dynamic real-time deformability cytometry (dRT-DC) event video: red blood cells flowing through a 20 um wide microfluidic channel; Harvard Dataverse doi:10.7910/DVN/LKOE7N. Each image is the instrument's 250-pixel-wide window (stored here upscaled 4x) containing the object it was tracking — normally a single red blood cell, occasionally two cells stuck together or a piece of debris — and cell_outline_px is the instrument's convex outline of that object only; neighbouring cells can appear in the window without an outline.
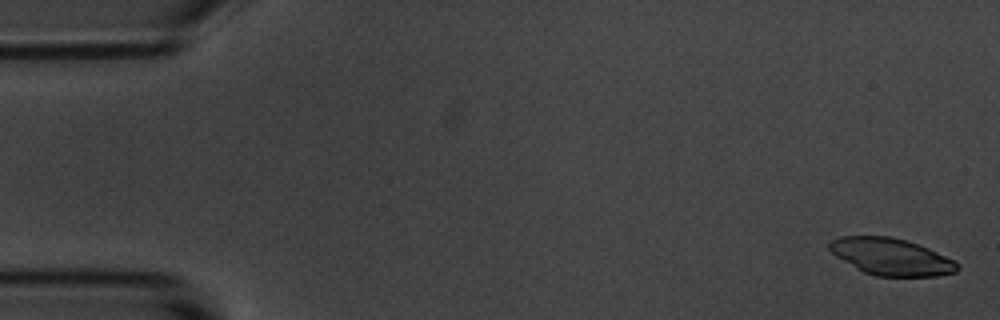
{"species": "common noctule bat (a hibernating species)", "species_latin": "Nyctalus noctula", "temperature_condition": "room temperature", "stored_images_in_passage": 5, "camera_frame_rate_fps": 3000, "um_per_image_px": 0.085, "animal": {"sex": "male", "body_mass_g": 20.1, "forearm_length_mm": 53.5}, "frame": {"image": 1, "passage_image": 1, "time_ms": 0.0, "image_size_px": [1000, 320], "cell_outline_px": [[960, 268], [956, 272], [936, 276], [876, 276], [864, 272], [856, 268], [836, 256], [828, 248], [828, 244], [832, 240], [840, 236], [892, 236], [928, 248], [956, 260]], "centroid_in_image_um": [75.76, 21.82], "position_along_channel_um": 9.2, "area_um2": 27.46}}